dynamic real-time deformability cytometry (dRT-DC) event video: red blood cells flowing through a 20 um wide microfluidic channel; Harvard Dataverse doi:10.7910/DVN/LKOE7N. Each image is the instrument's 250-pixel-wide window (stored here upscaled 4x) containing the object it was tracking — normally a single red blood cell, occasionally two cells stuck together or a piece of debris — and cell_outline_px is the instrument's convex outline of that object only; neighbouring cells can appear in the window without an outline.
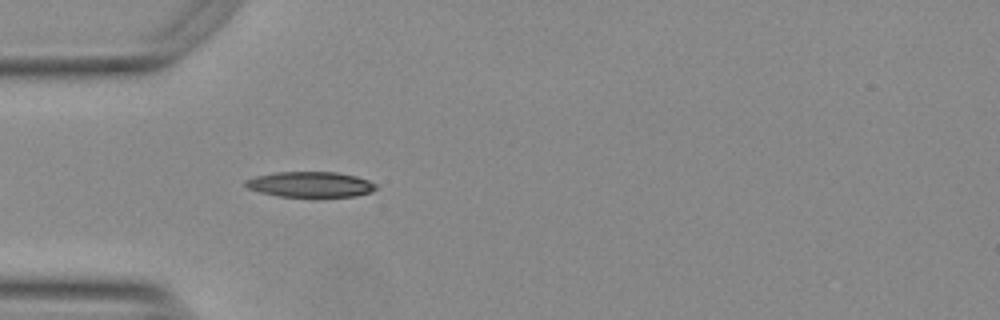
{"species": "Egyptian fruit bat (a non-hibernating species)", "species_latin": "Rousettus aegyptiacus", "temperature_condition": "warm", "stored_images_in_passage": 19, "camera_frame_rate_fps": 3000, "um_per_image_px": 0.085, "animal": {"sex": "female"}, "frame": {"image": 1, "passage_image": 6, "time_ms": 1.667, "image_size_px": [1000, 320], "cell_outline_px": [[376, 188], [372, 192], [356, 196], [280, 196], [260, 192], [248, 188], [244, 184], [244, 180], [256, 176], [276, 172], [336, 172], [356, 176], [368, 180], [376, 184]], "centroid_in_image_um": [26.38, 15.67], "position_along_channel_um": 58.6, "area_um2": 19.19}}
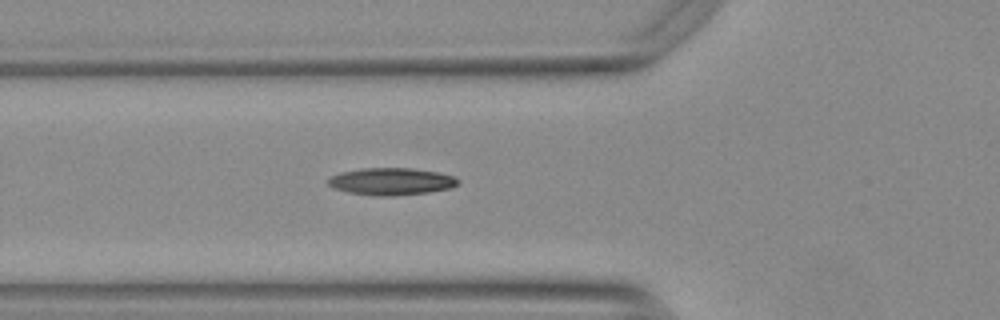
{"frame": {"image": 2, "passage_image": 9, "time_ms": 2.667, "image_size_px": [1000, 320], "cell_outline_px": [[460, 184], [452, 188], [428, 192], [396, 196], [372, 196], [348, 192], [332, 188], [328, 184], [328, 180], [332, 176], [344, 172], [364, 168], [412, 168], [436, 172], [456, 176], [460, 180]], "centroid_in_image_um": [33.32, 15.43], "position_along_channel_um": 92.5, "area_um2": 20.69}}